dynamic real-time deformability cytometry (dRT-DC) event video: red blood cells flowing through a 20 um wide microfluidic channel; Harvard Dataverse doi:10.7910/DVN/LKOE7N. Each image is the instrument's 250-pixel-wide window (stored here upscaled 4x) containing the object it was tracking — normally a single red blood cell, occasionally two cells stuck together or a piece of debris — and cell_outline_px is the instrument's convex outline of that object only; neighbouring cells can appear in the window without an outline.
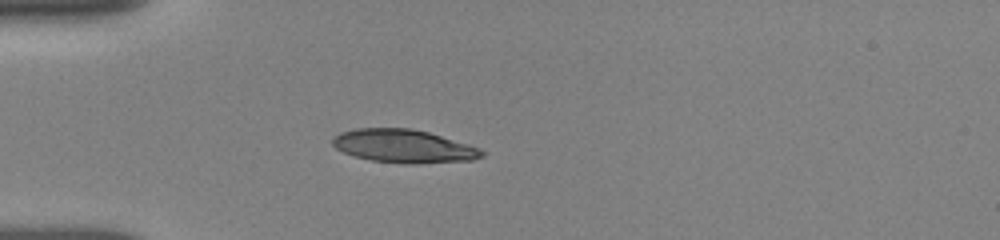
{"species": "human", "species_latin": "Homo sapiens", "temperature_condition": "room temperature", "stored_images_in_passage": 49, "camera_frame_rate_fps": 3000, "um_per_image_px": 0.085, "donor": {"sex": "female"}, "frame": {"image": 1, "passage_image": 1, "time_ms": 0.0, "image_size_px": [1000, 240], "cell_outline_px": [[484, 156], [472, 160], [408, 164], [372, 160], [356, 156], [344, 152], [336, 148], [332, 144], [332, 136], [340, 132], [352, 128], [412, 128], [428, 132], [468, 144], [480, 148], [484, 152]], "centroid_in_image_um": [34.29, 12.41], "position_along_channel_um": 50.7, "area_um2": 28.84}}
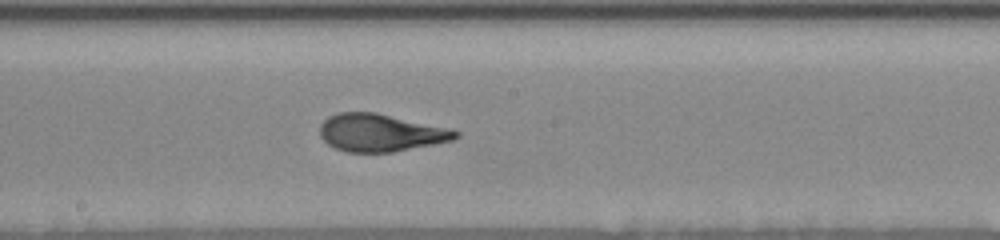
{"frame": {"image": 2, "passage_image": 27, "time_ms": 4.667, "image_size_px": [1000, 240], "cell_outline_px": [[460, 136], [456, 140], [392, 152], [348, 152], [336, 148], [328, 144], [320, 136], [320, 124], [328, 116], [336, 112], [376, 112], [452, 128], [460, 132]], "centroid_in_image_um": [32.39, 11.27], "position_along_channel_um": 215.8, "area_um2": 30.06}}
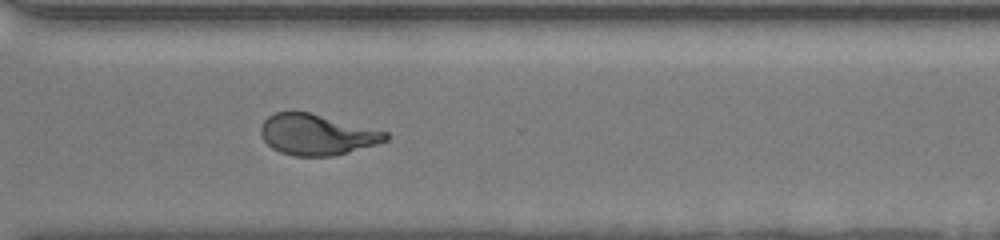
{"frame": {"image": 3, "passage_image": 48, "time_ms": 8.0, "image_size_px": [1000, 240], "cell_outline_px": [[388, 140], [376, 144], [348, 152], [332, 156], [292, 156], [280, 152], [272, 148], [264, 140], [260, 132], [260, 124], [268, 116], [276, 112], [308, 112], [388, 132]], "centroid_in_image_um": [26.9, 11.45], "position_along_channel_um": 343.7, "area_um2": 29.48}}